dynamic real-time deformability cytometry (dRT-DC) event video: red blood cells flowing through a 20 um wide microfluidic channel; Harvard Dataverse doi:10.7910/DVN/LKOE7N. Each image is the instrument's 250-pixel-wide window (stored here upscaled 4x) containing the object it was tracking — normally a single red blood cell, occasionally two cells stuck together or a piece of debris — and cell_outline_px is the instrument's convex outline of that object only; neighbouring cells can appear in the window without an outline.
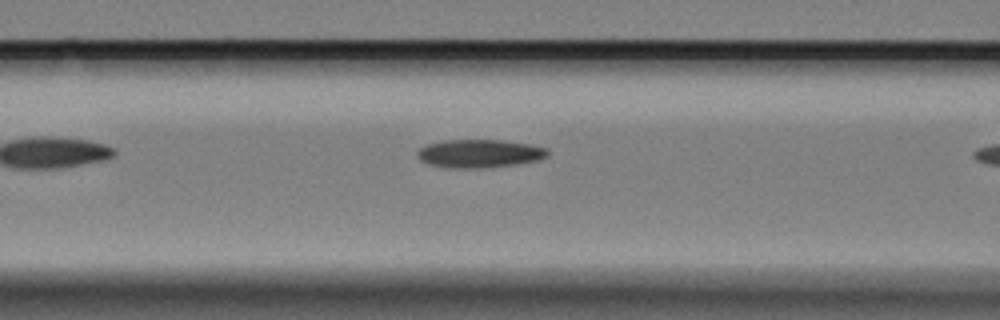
{"species": "Egyptian fruit bat (a non-hibernating species)", "species_latin": "Rousettus aegyptiacus", "temperature_condition": "cold", "stored_images_in_passage": 7, "camera_frame_rate_fps": 3000, "um_per_image_px": 0.085, "animal": {"sex": "female"}, "frame": {"image": 1, "passage_image": 6, "time_ms": 1.667, "image_size_px": [1000, 320], "cell_outline_px": [[548, 156], [540, 160], [516, 164], [480, 168], [456, 168], [428, 164], [420, 160], [416, 156], [416, 152], [420, 148], [428, 144], [444, 140], [504, 140], [528, 144], [548, 148]], "centroid_in_image_um": [40.76, 13.04], "position_along_channel_um": 125.8, "area_um2": 21.44}}